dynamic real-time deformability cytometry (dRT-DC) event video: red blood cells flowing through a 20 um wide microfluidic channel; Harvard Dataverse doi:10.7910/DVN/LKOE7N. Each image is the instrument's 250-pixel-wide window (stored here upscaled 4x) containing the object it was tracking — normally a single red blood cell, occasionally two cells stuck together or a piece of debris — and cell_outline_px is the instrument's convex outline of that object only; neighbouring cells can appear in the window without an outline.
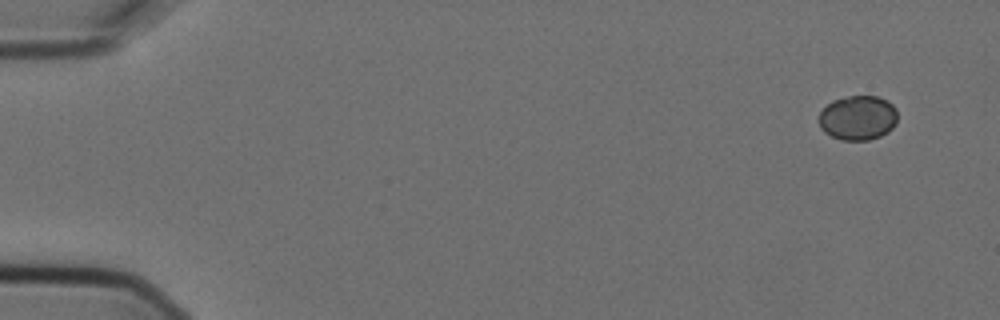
{"species": "Egyptian fruit bat (a non-hibernating species)", "species_latin": "Rousettus aegyptiacus", "temperature_condition": "cold", "stored_images_in_passage": 2, "camera_frame_rate_fps": 3000, "um_per_image_px": 0.085, "animal": {"sex": "female"}, "frame": {"image": 1, "passage_image": 1, "time_ms": 0.0, "image_size_px": [1000, 320], "cell_outline_px": [[896, 124], [888, 132], [880, 136], [868, 140], [840, 140], [824, 132], [820, 128], [820, 112], [832, 100], [848, 96], [880, 96], [888, 100], [896, 108]], "centroid_in_image_um": [72.94, 10.01], "position_along_channel_um": 12.1, "area_um2": 20.52}}
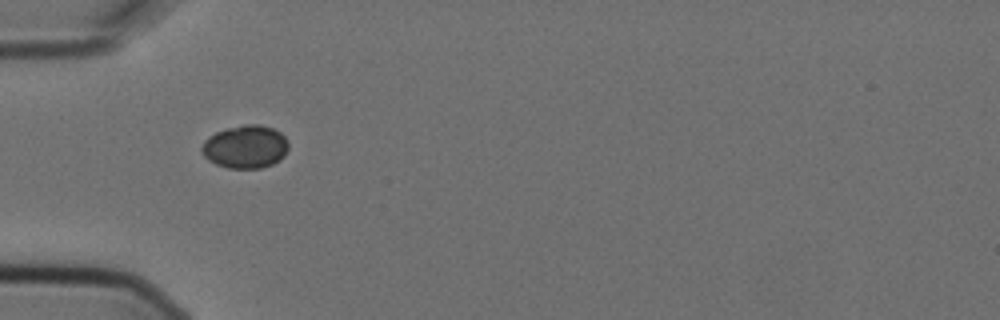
{"frame": {"image": 2, "passage_image": 2, "time_ms": 0.333, "image_size_px": [1000, 320], "cell_outline_px": [[288, 148], [284, 156], [280, 160], [272, 164], [260, 168], [228, 168], [216, 164], [208, 160], [200, 152], [200, 148], [204, 140], [208, 136], [216, 132], [228, 128], [244, 124], [260, 124], [272, 128], [280, 132], [288, 140]], "centroid_in_image_um": [20.84, 12.47], "position_along_channel_um": 64.2, "area_um2": 21.96}}